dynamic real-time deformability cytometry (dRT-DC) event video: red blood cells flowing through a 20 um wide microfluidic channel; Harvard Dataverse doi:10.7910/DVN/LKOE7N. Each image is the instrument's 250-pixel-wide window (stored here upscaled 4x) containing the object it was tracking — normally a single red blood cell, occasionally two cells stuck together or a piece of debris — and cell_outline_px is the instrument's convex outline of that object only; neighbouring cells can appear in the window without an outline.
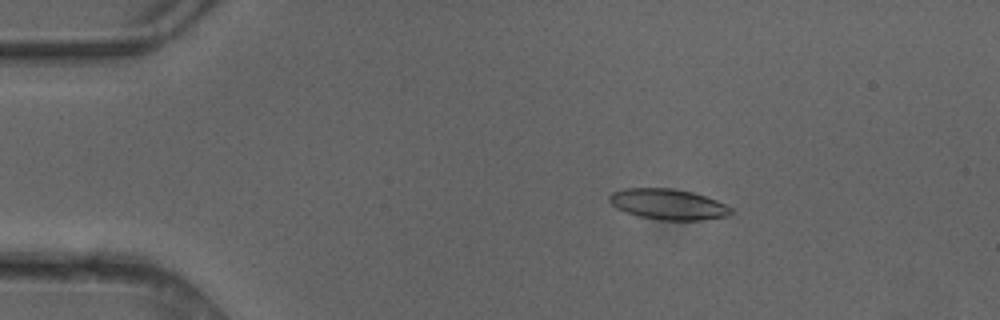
{"species": "common noctule bat (a hibernating species)", "species_latin": "Nyctalus noctula", "temperature_condition": "cold", "stored_images_in_passage": 6, "camera_frame_rate_fps": 3000, "um_per_image_px": 0.085, "animal": {"sex": "female"}, "frame": {"image": 1, "passage_image": 3, "time_ms": 0.667, "image_size_px": [1000, 320], "cell_outline_px": [[732, 212], [728, 216], [700, 220], [664, 220], [640, 216], [616, 208], [608, 200], [608, 196], [612, 192], [624, 188], [672, 188], [692, 192], [716, 200], [732, 208]], "centroid_in_image_um": [56.78, 17.35], "position_along_channel_um": 28.2, "area_um2": 21.56}}
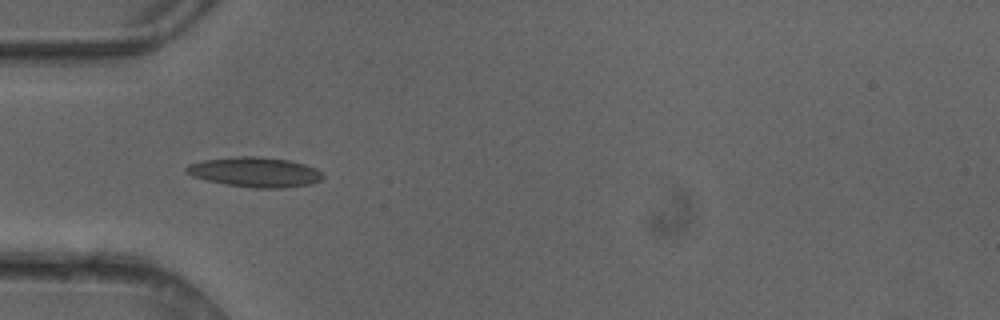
{"frame": {"image": 2, "passage_image": 5, "time_ms": 1.333, "image_size_px": [1000, 320], "cell_outline_px": [[324, 176], [320, 180], [308, 184], [284, 188], [252, 188], [224, 184], [204, 180], [192, 176], [184, 172], [184, 168], [188, 164], [200, 160], [236, 156], [256, 156], [288, 160], [304, 164], [316, 168], [324, 172]], "centroid_in_image_um": [21.62, 14.62], "position_along_channel_um": 63.4, "area_um2": 24.1}}
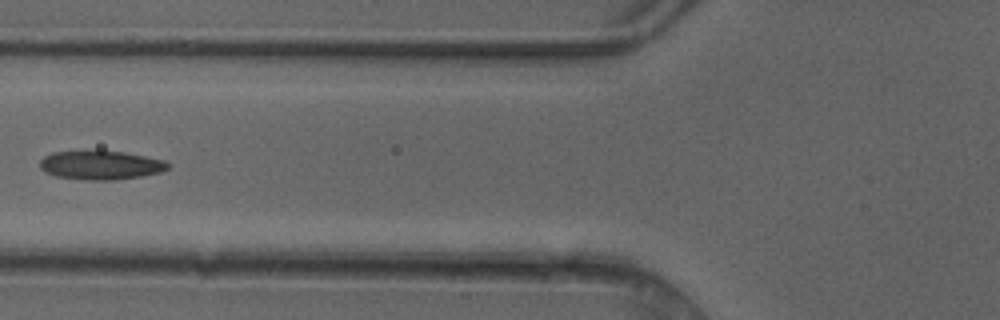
{"frame": {"image": 3, "passage_image": 6, "time_ms": 1.667, "image_size_px": [1000, 320], "cell_outline_px": [[168, 168], [160, 172], [140, 176], [116, 180], [84, 180], [56, 176], [44, 172], [40, 168], [40, 160], [44, 156], [52, 152], [124, 152], [164, 160], [168, 164]], "centroid_in_image_um": [8.53, 14.06], "position_along_channel_um": 117.3, "area_um2": 21.15}}